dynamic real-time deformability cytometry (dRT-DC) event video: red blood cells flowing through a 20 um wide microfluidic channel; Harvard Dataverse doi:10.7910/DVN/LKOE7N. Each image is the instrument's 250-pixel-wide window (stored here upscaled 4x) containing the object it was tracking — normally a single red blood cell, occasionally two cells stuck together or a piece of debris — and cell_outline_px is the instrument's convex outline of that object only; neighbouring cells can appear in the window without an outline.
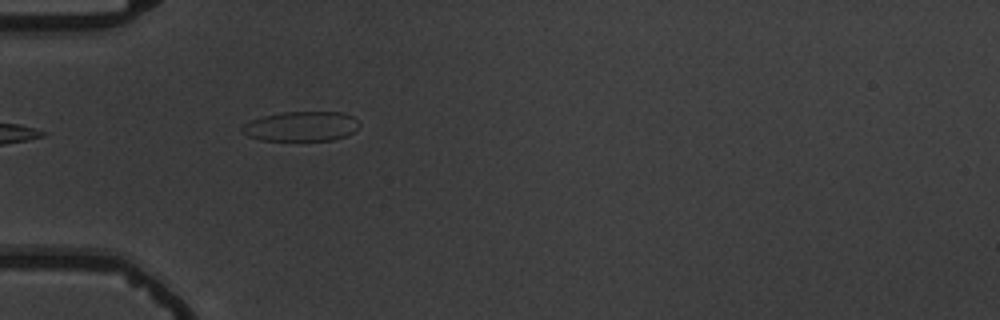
{"species": "common noctule bat (a hibernating species)", "species_latin": "Nyctalus noctula", "temperature_condition": "warm", "stored_images_in_passage": 5, "camera_frame_rate_fps": 3000, "um_per_image_px": 0.085, "animal": {"sex": "male", "body_mass_g": 19.5, "forearm_length_mm": 54.6}, "frame": {"image": 1, "passage_image": 5, "time_ms": 5.333, "image_size_px": [1000, 320], "cell_outline_px": [[360, 124], [348, 136], [332, 140], [260, 140], [248, 136], [240, 132], [240, 128], [244, 124], [252, 120], [264, 116], [284, 112], [340, 112], [352, 116]], "centroid_in_image_um": [25.58, 10.74], "position_along_channel_um": 59.4, "area_um2": 20.23}}